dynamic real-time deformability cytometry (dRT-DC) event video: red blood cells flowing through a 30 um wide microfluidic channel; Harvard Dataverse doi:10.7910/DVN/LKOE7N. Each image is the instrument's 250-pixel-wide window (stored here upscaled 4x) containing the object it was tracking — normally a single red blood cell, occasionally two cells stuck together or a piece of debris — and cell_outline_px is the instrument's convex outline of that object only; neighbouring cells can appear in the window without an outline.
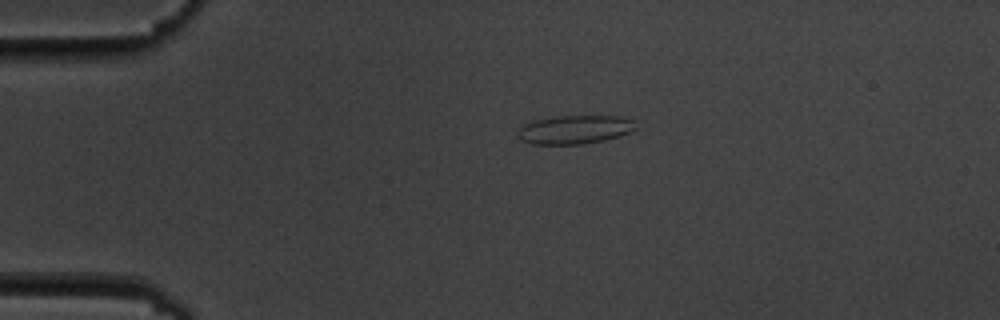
{"species": "common noctule bat (a hibernating species)", "species_latin": "Nyctalus noctula", "temperature_condition": "cold", "stored_images_in_passage": 2, "camera_frame_rate_fps": 3000, "um_per_image_px": 0.085, "animal": {"sex": "male", "body_mass_g": 19.5, "forearm_length_mm": 54.6}, "frame": {"image": 1, "passage_image": 1, "time_ms": 0.0, "image_size_px": [1000, 320], "cell_outline_px": [[636, 128], [632, 132], [620, 136], [604, 140], [580, 144], [532, 144], [520, 140], [516, 136], [516, 132], [524, 124], [536, 120], [556, 116], [620, 116], [632, 120]], "centroid_in_image_um": [48.83, 11.02], "position_along_channel_um": 36.2, "area_um2": 19.71}}